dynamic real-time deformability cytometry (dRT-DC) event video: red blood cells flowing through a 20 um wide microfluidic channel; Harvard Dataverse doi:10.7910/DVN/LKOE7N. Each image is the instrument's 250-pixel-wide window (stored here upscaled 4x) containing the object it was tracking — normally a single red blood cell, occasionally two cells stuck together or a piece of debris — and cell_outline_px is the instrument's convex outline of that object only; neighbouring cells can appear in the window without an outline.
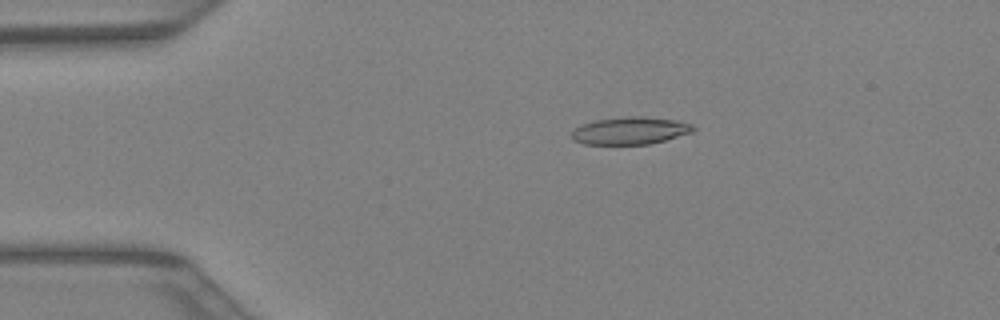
{"species": "Egyptian fruit bat (a non-hibernating species)", "species_latin": "Rousettus aegyptiacus", "temperature_condition": "warm", "stored_images_in_passage": 42, "camera_frame_rate_fps": 3000, "um_per_image_px": 0.085, "animal": {"sex": "female"}, "frame": {"image": 1, "passage_image": 9, "time_ms": 2.667, "image_size_px": [1000, 320], "cell_outline_px": [[696, 128], [692, 132], [664, 140], [648, 144], [584, 144], [572, 140], [572, 128], [580, 124], [596, 120], [628, 116], [640, 116], [676, 120], [692, 124]], "centroid_in_image_um": [53.52, 11.1], "position_along_channel_um": 31.5, "area_um2": 19.42}}
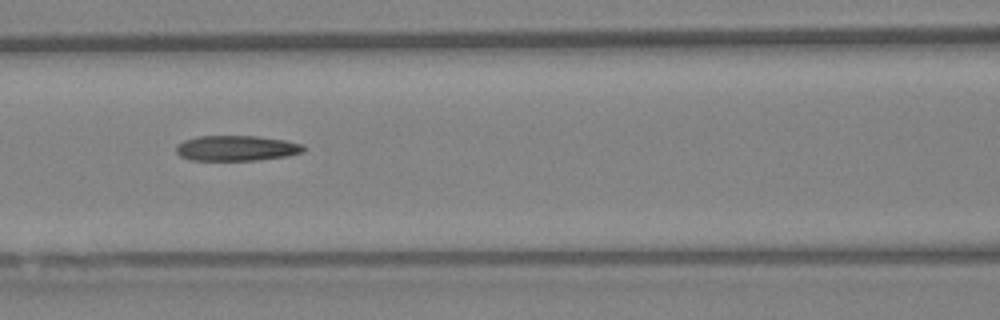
{"frame": {"image": 2, "passage_image": 19, "time_ms": 6.0, "image_size_px": [1000, 320], "cell_outline_px": [[304, 152], [288, 156], [256, 160], [192, 160], [180, 156], [176, 152], [176, 144], [184, 140], [196, 136], [256, 136], [284, 140], [304, 144]], "centroid_in_image_um": [20.09, 12.59], "position_along_channel_um": 146.5, "area_um2": 18.9}}
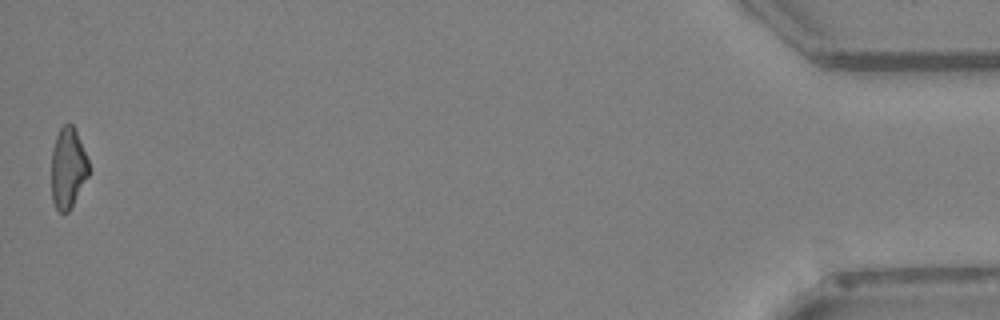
{"frame": {"image": 3, "passage_image": 42, "time_ms": 13.667, "image_size_px": [1000, 320], "cell_outline_px": [[92, 168], [88, 176], [68, 212], [60, 212], [56, 208], [52, 200], [52, 148], [56, 136], [60, 128], [64, 124], [72, 124], [76, 132]], "centroid_in_image_um": [5.79, 14.27], "position_along_channel_um": 429.4, "area_um2": 17.46}}